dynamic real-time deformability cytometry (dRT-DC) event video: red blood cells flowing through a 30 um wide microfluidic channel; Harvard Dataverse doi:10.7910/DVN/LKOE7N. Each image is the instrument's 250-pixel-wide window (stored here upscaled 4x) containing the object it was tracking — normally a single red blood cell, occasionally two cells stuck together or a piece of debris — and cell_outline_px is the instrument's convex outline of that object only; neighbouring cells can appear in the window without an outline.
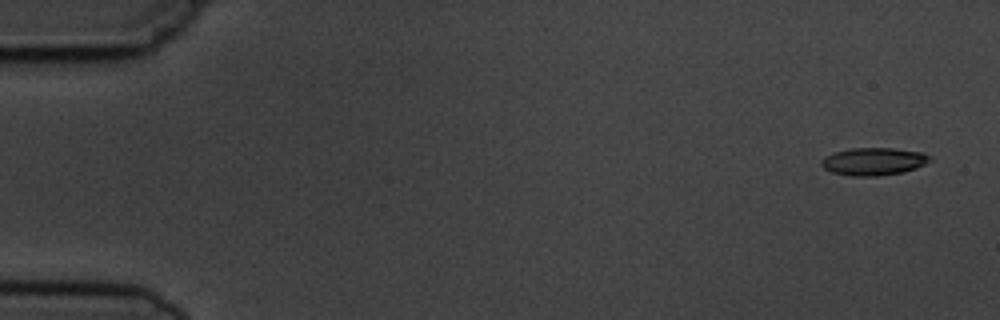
{"species": "common noctule bat (a hibernating species)", "species_latin": "Nyctalus noctula", "temperature_condition": "cold", "stored_images_in_passage": 5, "camera_frame_rate_fps": 3000, "um_per_image_px": 0.085, "animal": {"sex": "male", "body_mass_g": 19.5, "forearm_length_mm": 54.6}, "frame": {"image": 1, "passage_image": 1, "time_ms": 0.0, "image_size_px": [1000, 320], "cell_outline_px": [[932, 160], [916, 168], [904, 172], [876, 176], [852, 176], [832, 172], [824, 168], [820, 164], [820, 160], [824, 156], [836, 152], [852, 148], [892, 148], [924, 152], [932, 156]], "centroid_in_image_um": [74.28, 13.72], "position_along_channel_um": 10.7, "area_um2": 17.57}}
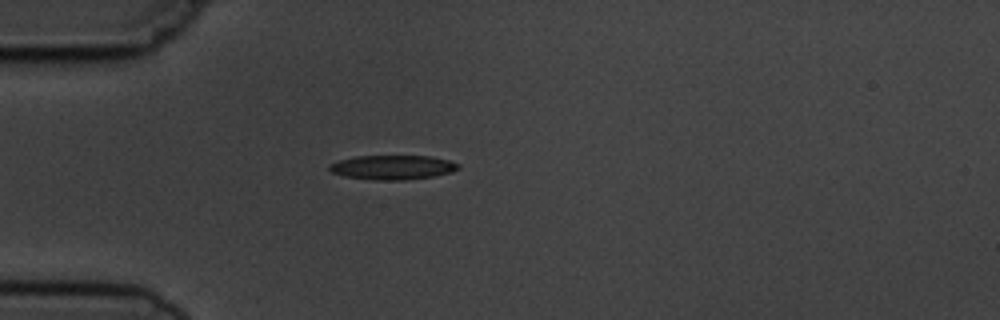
{"frame": {"image": 2, "passage_image": 5, "time_ms": 4.333, "image_size_px": [1000, 320], "cell_outline_px": [[460, 168], [452, 172], [432, 176], [404, 180], [376, 180], [344, 176], [332, 172], [328, 168], [328, 164], [340, 160], [356, 156], [432, 156], [448, 160], [460, 164]], "centroid_in_image_um": [33.38, 14.22], "position_along_channel_um": 51.6, "area_um2": 18.26}}